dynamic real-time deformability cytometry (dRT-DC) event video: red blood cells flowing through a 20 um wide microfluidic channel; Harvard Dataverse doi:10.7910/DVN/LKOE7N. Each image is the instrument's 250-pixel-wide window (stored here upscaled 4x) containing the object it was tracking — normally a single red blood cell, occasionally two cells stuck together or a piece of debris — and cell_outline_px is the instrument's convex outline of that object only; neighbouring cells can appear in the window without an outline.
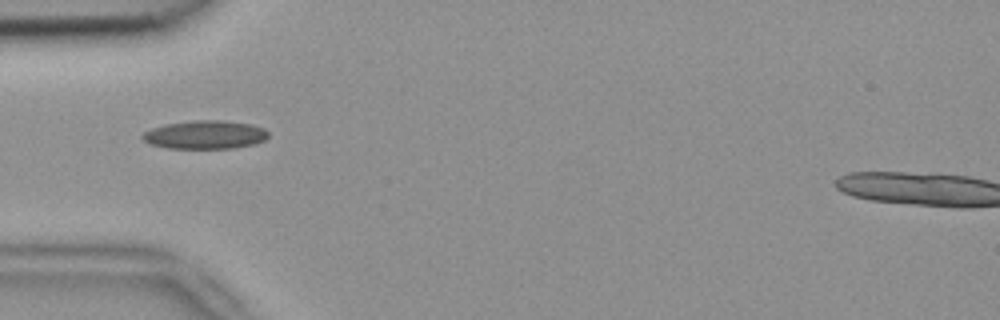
{"species": "common noctule bat (a hibernating species)", "species_latin": "Nyctalus noctula", "temperature_condition": "room temperature", "stored_images_in_passage": 3, "camera_frame_rate_fps": 3000, "um_per_image_px": 0.085, "animal": {"sex": "female", "body_mass_g": 18.4}, "frame": {"image": 1, "passage_image": 1, "time_ms": 0.0, "image_size_px": [1000, 320], "cell_outline_px": [[268, 136], [264, 140], [256, 144], [232, 148], [168, 148], [152, 144], [144, 140], [140, 136], [144, 132], [152, 128], [164, 124], [196, 120], [220, 120], [252, 124], [264, 128], [268, 132]], "centroid_in_image_um": [17.45, 11.45], "position_along_channel_um": 67.5, "area_um2": 20.81}}